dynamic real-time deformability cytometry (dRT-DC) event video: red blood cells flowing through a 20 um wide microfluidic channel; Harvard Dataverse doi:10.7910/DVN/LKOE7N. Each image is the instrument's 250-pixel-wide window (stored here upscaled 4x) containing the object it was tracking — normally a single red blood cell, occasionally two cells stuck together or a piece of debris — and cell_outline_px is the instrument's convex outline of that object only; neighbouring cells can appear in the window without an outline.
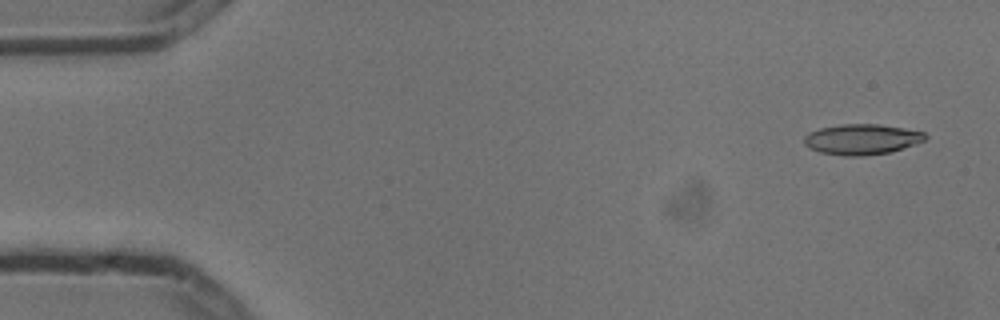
{"species": "common noctule bat (a hibernating species)", "species_latin": "Nyctalus noctula", "temperature_condition": "cold", "stored_images_in_passage": 7, "camera_frame_rate_fps": 3000, "um_per_image_px": 0.085, "animal": {"sex": "male", "body_mass_g": 13.3}, "frame": {"image": 1, "passage_image": 1, "time_ms": 0.0, "image_size_px": [1000, 320], "cell_outline_px": [[928, 136], [924, 140], [916, 144], [888, 152], [864, 156], [844, 156], [820, 152], [808, 148], [804, 144], [804, 136], [820, 128], [840, 124], [880, 124], [904, 128], [924, 132]], "centroid_in_image_um": [73.25, 11.84], "position_along_channel_um": 11.8, "area_um2": 21.5}}
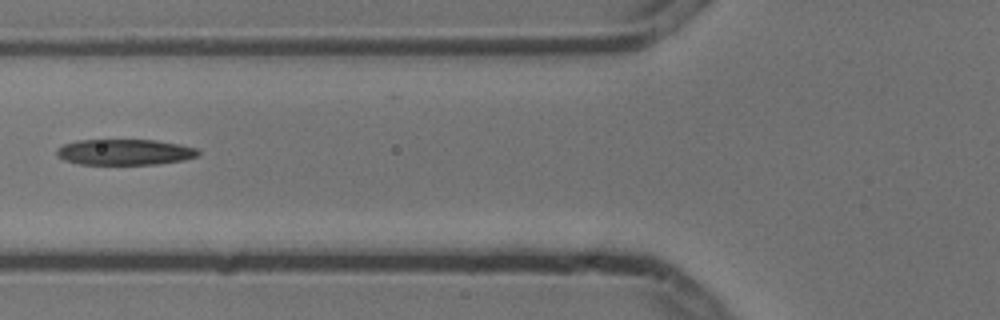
{"frame": {"image": 2, "passage_image": 6, "time_ms": 1.667, "image_size_px": [1000, 320], "cell_outline_px": [[200, 152], [196, 156], [184, 160], [156, 164], [80, 164], [64, 160], [56, 156], [56, 148], [64, 144], [76, 140], [156, 140], [180, 144], [196, 148]], "centroid_in_image_um": [10.57, 12.92], "position_along_channel_um": 115.2, "area_um2": 21.33}}
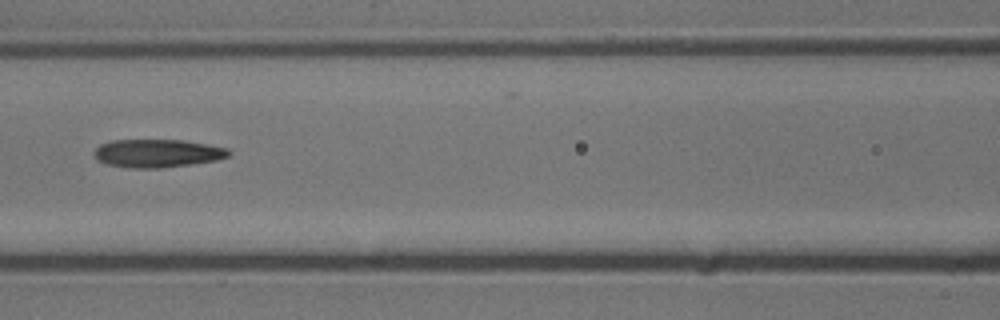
{"frame": {"image": 3, "passage_image": 7, "time_ms": 2.0, "image_size_px": [1000, 320], "cell_outline_px": [[232, 152], [228, 156], [216, 160], [160, 168], [132, 168], [108, 164], [96, 160], [92, 152], [100, 144], [112, 140], [184, 140], [228, 148]], "centroid_in_image_um": [13.35, 13.02], "position_along_channel_um": 153.3, "area_um2": 22.02}}